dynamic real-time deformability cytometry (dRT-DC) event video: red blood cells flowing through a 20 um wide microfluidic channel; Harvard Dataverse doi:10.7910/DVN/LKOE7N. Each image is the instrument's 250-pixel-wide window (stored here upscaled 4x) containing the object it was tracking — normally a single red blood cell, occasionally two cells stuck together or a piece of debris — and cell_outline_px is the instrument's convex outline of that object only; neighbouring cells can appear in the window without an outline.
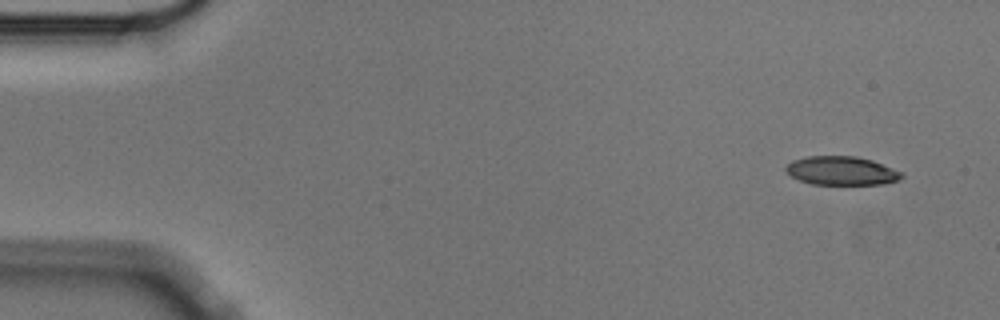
{"species": "Egyptian fruit bat (a non-hibernating species)", "species_latin": "Rousettus aegyptiacus", "temperature_condition": "cold", "stored_images_in_passage": 6, "camera_frame_rate_fps": 3000, "um_per_image_px": 0.085, "animal": {"sex": "male"}, "frame": {"image": 1, "passage_image": 1, "time_ms": 0.0, "image_size_px": [1000, 320], "cell_outline_px": [[904, 176], [896, 180], [880, 184], [812, 184], [800, 180], [792, 176], [784, 168], [792, 160], [808, 156], [856, 156], [872, 160], [904, 172]], "centroid_in_image_um": [71.54, 14.5], "position_along_channel_um": 13.5, "area_um2": 19.25}}
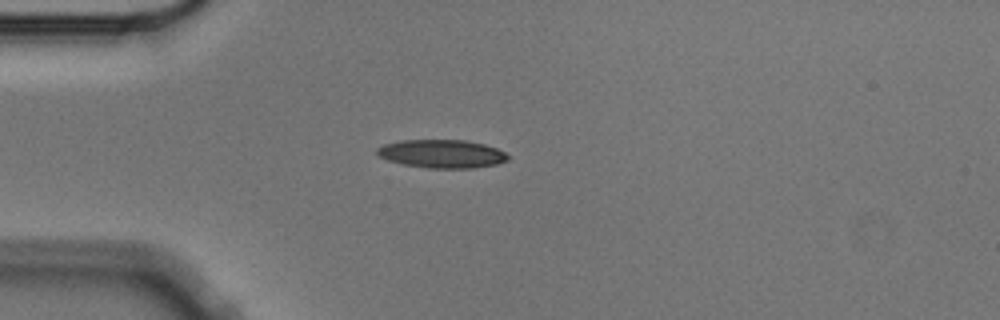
{"frame": {"image": 2, "passage_image": 4, "time_ms": 1.0, "image_size_px": [1000, 320], "cell_outline_px": [[512, 156], [508, 160], [496, 164], [472, 168], [428, 168], [404, 164], [388, 160], [380, 156], [376, 152], [376, 148], [384, 144], [400, 140], [464, 140], [484, 144], [496, 148]], "centroid_in_image_um": [37.58, 13.07], "position_along_channel_um": 47.4, "area_um2": 21.56}}
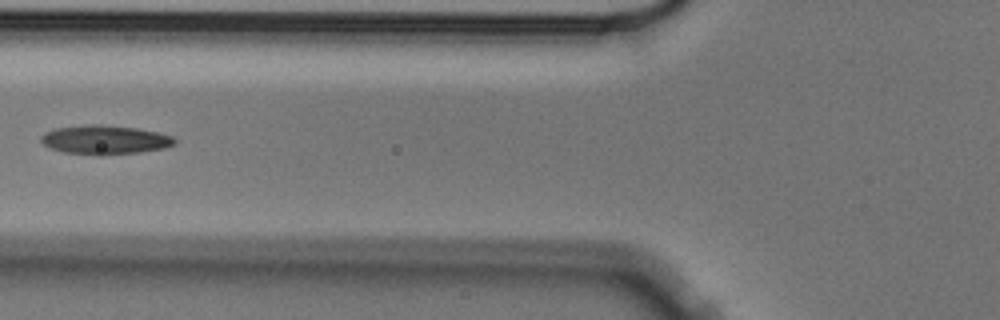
{"frame": {"image": 3, "passage_image": 6, "time_ms": 1.667, "image_size_px": [1000, 320], "cell_outline_px": [[176, 144], [164, 148], [140, 152], [100, 156], [96, 156], [64, 152], [48, 148], [40, 140], [40, 136], [44, 132], [56, 128], [84, 124], [100, 124], [136, 128], [156, 132], [172, 136], [176, 140]], "centroid_in_image_um": [8.87, 11.89], "position_along_channel_um": 116.9, "area_um2": 22.95}}